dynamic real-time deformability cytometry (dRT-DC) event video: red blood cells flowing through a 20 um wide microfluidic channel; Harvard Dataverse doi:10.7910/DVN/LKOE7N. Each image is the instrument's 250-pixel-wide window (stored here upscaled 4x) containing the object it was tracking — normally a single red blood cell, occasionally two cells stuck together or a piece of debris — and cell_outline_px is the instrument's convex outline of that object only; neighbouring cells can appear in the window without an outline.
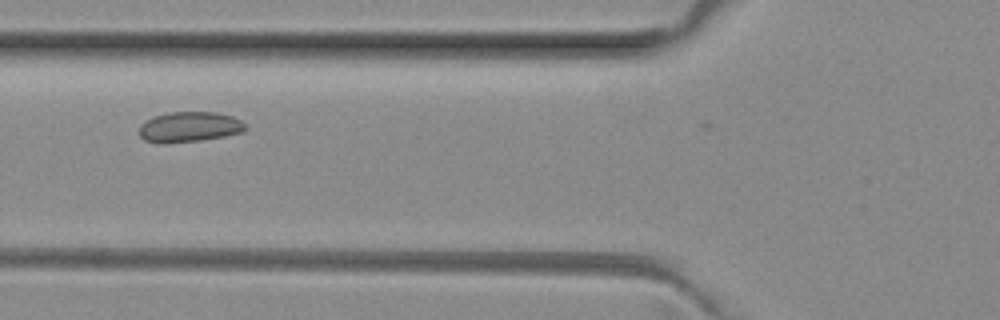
{"species": "common noctule bat (a hibernating species)", "species_latin": "Nyctalus noctula", "temperature_condition": "room temperature", "stored_images_in_passage": 5, "camera_frame_rate_fps": 3000, "um_per_image_px": 0.085, "animal": {"sex": "female", "body_mass_g": 29.2, "forearm_length_mm": 56.3}, "frame": {"image": 1, "passage_image": 5, "time_ms": 1.333, "image_size_px": [1000, 320], "cell_outline_px": [[248, 128], [244, 132], [224, 136], [200, 140], [164, 144], [160, 144], [144, 140], [140, 136], [140, 124], [152, 116], [168, 112], [216, 112], [232, 116], [240, 120]], "centroid_in_image_um": [16.08, 10.79], "position_along_channel_um": 109.7, "area_um2": 18.96}}